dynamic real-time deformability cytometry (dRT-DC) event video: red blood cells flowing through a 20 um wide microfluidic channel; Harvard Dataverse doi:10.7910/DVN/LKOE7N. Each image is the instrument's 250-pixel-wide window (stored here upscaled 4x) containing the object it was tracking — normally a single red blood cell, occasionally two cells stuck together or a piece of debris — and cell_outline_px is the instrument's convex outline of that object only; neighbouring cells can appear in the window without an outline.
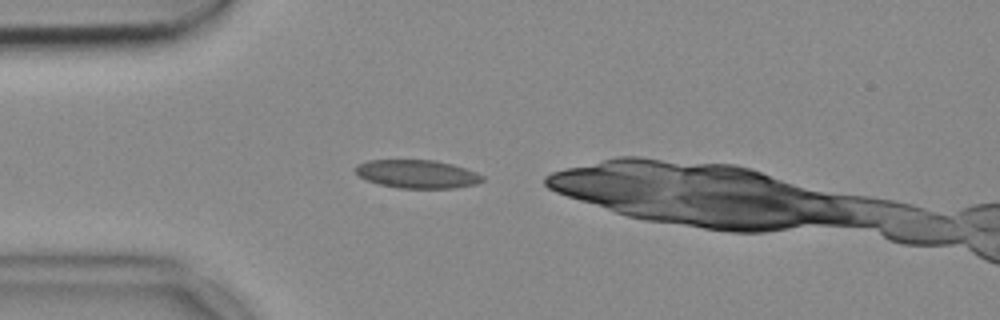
{"species": "common noctule bat (a hibernating species)", "species_latin": "Nyctalus noctula", "temperature_condition": "cold", "stored_images_in_passage": 31, "camera_frame_rate_fps": 3000, "um_per_image_px": 0.085, "animal": {"sex": "female", "body_mass_g": 18.4}, "frame": {"image": 1, "passage_image": 2, "time_ms": 0.333, "image_size_px": [1000, 320], "cell_outline_px": [[484, 180], [476, 184], [456, 188], [400, 188], [380, 184], [368, 180], [360, 176], [352, 168], [356, 164], [368, 160], [436, 160], [452, 164], [476, 172], [484, 176]], "centroid_in_image_um": [35.46, 14.78], "position_along_channel_um": 49.5, "area_um2": 20.98}}
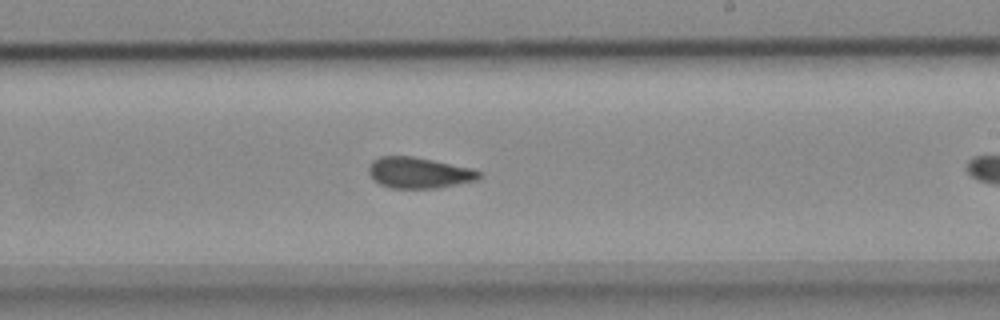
{"frame": {"image": 2, "passage_image": 19, "time_ms": 6.0, "image_size_px": [1000, 320], "cell_outline_px": [[480, 176], [476, 180], [436, 188], [392, 188], [380, 184], [372, 180], [368, 172], [368, 164], [372, 160], [380, 156], [412, 156], [472, 168], [480, 172]], "centroid_in_image_um": [35.54, 14.68], "position_along_channel_um": 253.5, "area_um2": 19.88}}
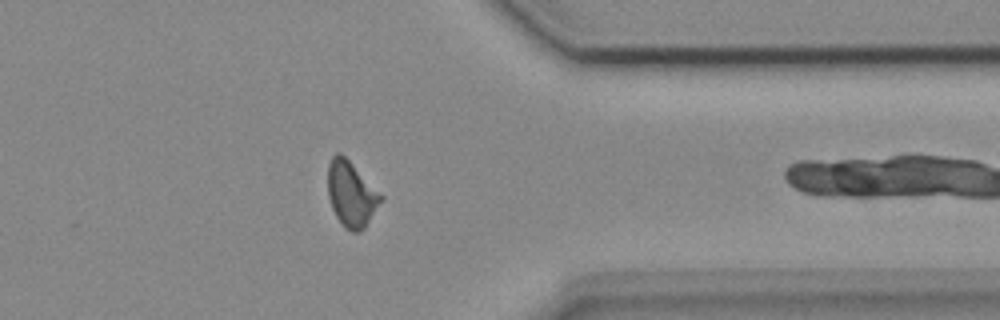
{"frame": {"image": 3, "passage_image": 30, "time_ms": 9.667, "image_size_px": [1000, 320], "cell_outline_px": [[384, 196], [364, 228], [360, 232], [352, 232], [344, 228], [336, 216], [332, 208], [328, 196], [328, 164], [332, 156], [336, 152], [340, 152]], "centroid_in_image_um": [29.84, 16.5], "position_along_channel_um": 381.6, "area_um2": 20.0}}